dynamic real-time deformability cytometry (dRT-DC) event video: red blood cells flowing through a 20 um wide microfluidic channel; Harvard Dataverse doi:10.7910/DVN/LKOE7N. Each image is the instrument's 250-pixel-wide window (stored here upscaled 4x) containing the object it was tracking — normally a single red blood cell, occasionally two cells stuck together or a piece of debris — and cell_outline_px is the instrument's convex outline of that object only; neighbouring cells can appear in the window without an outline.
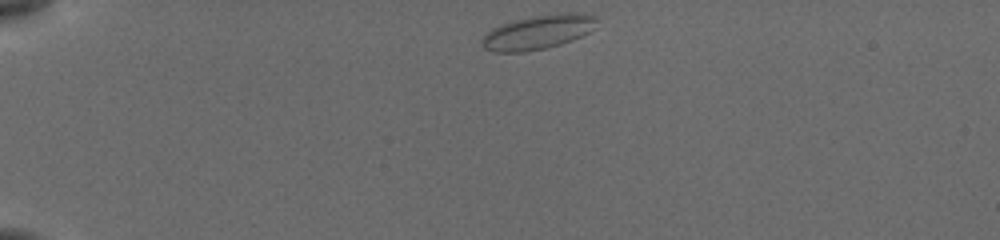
{"species": "common noctule bat (a hibernating species)", "species_latin": "Nyctalus noctula", "temperature_condition": "cold", "stored_images_in_passage": 42, "camera_frame_rate_fps": 3000, "um_per_image_px": 0.085, "animal": {"sex": "female", "body_mass_g": 19.5, "forearm_length_mm": 54.1}, "frame": {"image": 1, "passage_image": 1, "time_ms": 0.0, "image_size_px": [1000, 240], "cell_outline_px": [[600, 16], [596, 28], [572, 40], [560, 44], [544, 48], [524, 52], [492, 52], [484, 48], [480, 44], [480, 40], [492, 28], [516, 20], [536, 16], [564, 12], [568, 12]], "centroid_in_image_um": [45.76, 2.73], "position_along_channel_um": 39.2, "area_um2": 22.83}}
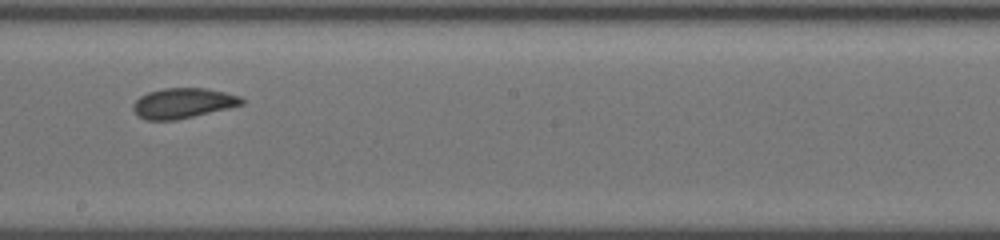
{"frame": {"image": 2, "passage_image": 21, "time_ms": 6.667, "image_size_px": [1000, 240], "cell_outline_px": [[244, 104], [228, 108], [176, 120], [144, 120], [136, 116], [132, 108], [132, 104], [140, 96], [148, 92], [164, 88], [208, 88], [240, 96], [244, 100]], "centroid_in_image_um": [15.51, 8.77], "position_along_channel_um": 232.7, "area_um2": 19.19}}
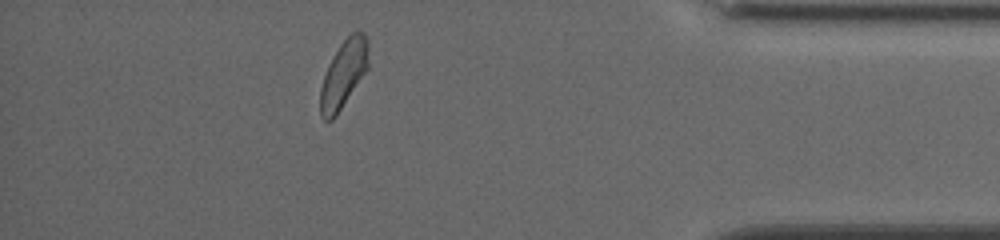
{"frame": {"image": 3, "passage_image": 37, "time_ms": 12.0, "image_size_px": [1000, 240], "cell_outline_px": [[368, 68], [336, 116], [332, 120], [324, 120], [320, 116], [320, 88], [328, 64], [332, 56], [340, 44], [356, 28], [364, 32], [368, 36]], "centroid_in_image_um": [29.21, 6.25], "position_along_channel_um": 406.0, "area_um2": 19.13}, "authors_computed_cell_mechanics": {"area_um2": 19.363, "velocity_mm_per_s": 3.8205, "shape_relaxation_time_tau1_ms": 4.8728, "shape_relaxation_time_tau2_ms": 0.9371, "deformation_change_tau1": 0.0928, "deformation_change_tau2": 0.0497}}